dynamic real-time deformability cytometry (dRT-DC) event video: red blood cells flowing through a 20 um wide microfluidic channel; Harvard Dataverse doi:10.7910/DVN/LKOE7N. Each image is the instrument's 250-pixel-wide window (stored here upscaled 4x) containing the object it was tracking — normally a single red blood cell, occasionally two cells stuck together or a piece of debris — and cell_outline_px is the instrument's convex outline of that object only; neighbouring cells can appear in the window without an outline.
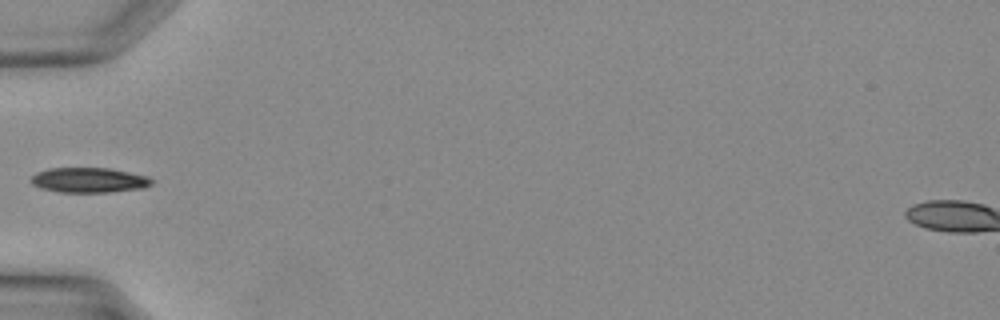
{"species": "Egyptian fruit bat (a non-hibernating species)", "species_latin": "Rousettus aegyptiacus", "temperature_condition": "warm", "stored_images_in_passage": 25, "camera_frame_rate_fps": 3000, "um_per_image_px": 0.085, "animal": {"sex": "female"}, "frame": {"image": 1, "passage_image": 1, "time_ms": 0.0, "image_size_px": [1000, 320], "cell_outline_px": [[156, 180], [152, 184], [144, 188], [108, 192], [60, 192], [40, 188], [32, 184], [28, 180], [36, 172], [48, 168], [108, 168], [148, 176]], "centroid_in_image_um": [7.56, 15.31], "position_along_channel_um": 77.4, "area_um2": 17.74}}
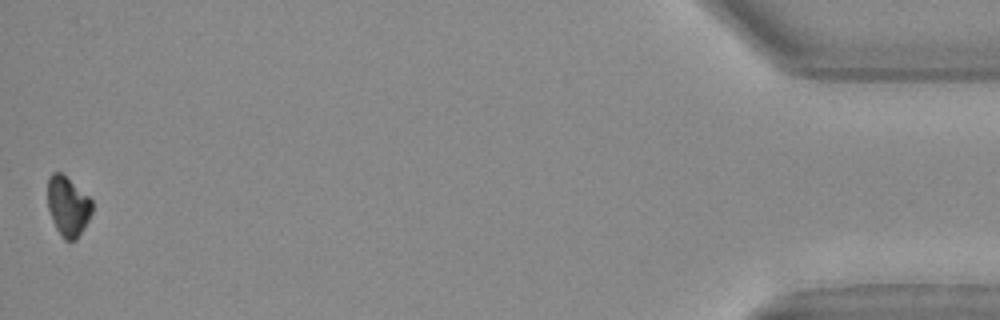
{"frame": {"image": 2, "passage_image": 25, "time_ms": 8.0, "image_size_px": [1000, 320], "cell_outline_px": [[92, 212], [88, 220], [76, 240], [64, 240], [56, 228], [52, 220], [48, 208], [48, 180], [52, 172], [60, 172], [88, 196], [92, 200]], "centroid_in_image_um": [5.76, 17.54], "position_along_channel_um": 429.4, "area_um2": 15.2}}